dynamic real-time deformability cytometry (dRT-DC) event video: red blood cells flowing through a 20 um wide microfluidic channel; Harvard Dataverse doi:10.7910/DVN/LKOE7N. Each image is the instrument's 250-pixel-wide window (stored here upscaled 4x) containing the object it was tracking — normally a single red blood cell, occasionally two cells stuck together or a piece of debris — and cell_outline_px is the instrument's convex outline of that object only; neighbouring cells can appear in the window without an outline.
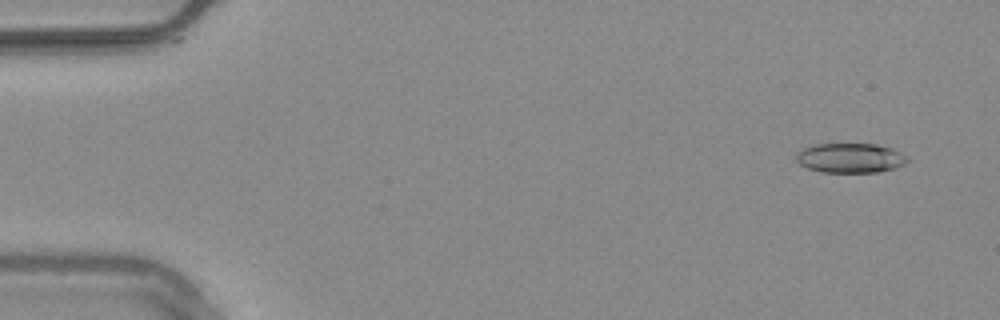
{"species": "common noctule bat (a hibernating species)", "species_latin": "Nyctalus noctula", "temperature_condition": "warm", "stored_images_in_passage": 55, "camera_frame_rate_fps": 3000, "um_per_image_px": 0.085, "animal": {"sex": "male", "body_mass_g": 20.4}, "frame": {"image": 1, "passage_image": 4, "time_ms": 1.0, "image_size_px": [1000, 320], "cell_outline_px": [[908, 160], [904, 164], [896, 168], [876, 172], [820, 172], [808, 168], [800, 164], [796, 160], [796, 152], [812, 144], [876, 144], [892, 148], [908, 156]], "centroid_in_image_um": [72.27, 13.42], "position_along_channel_um": 12.7, "area_um2": 19.31}}
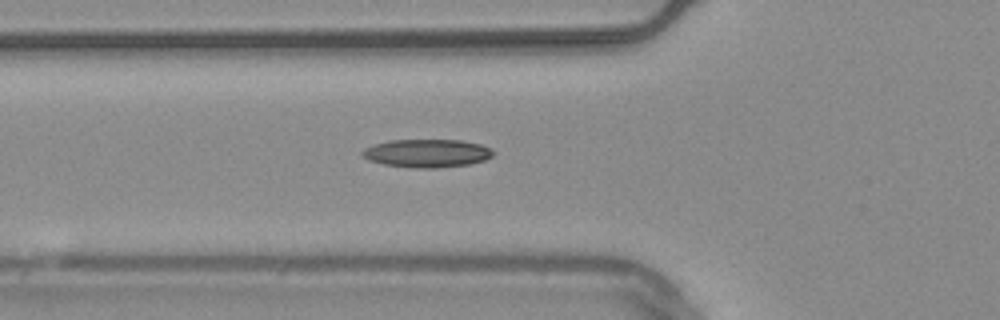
{"frame": {"image": 2, "passage_image": 20, "time_ms": 6.333, "image_size_px": [1000, 320], "cell_outline_px": [[496, 152], [492, 156], [484, 160], [468, 164], [436, 168], [416, 168], [384, 164], [368, 160], [360, 156], [360, 152], [364, 148], [388, 140], [460, 140], [480, 144], [492, 148]], "centroid_in_image_um": [36.28, 13.02], "position_along_channel_um": 89.5, "area_um2": 21.56}}
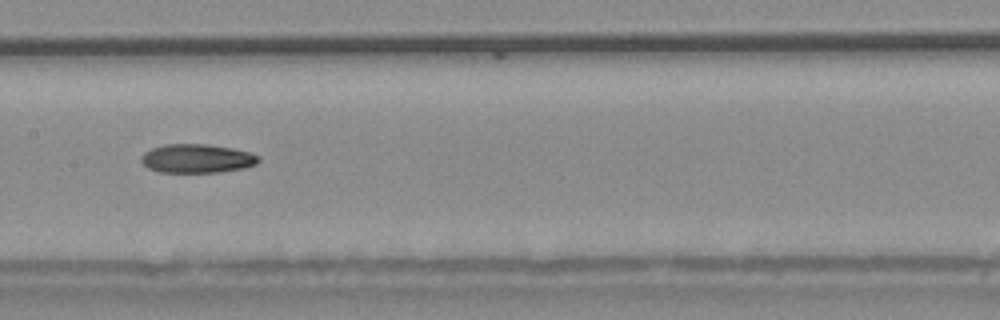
{"frame": {"image": 3, "passage_image": 28, "time_ms": 9.0, "image_size_px": [1000, 320], "cell_outline_px": [[260, 160], [256, 164], [244, 168], [220, 172], [160, 172], [148, 168], [140, 160], [140, 156], [144, 152], [152, 148], [164, 144], [208, 144], [232, 148], [248, 152], [260, 156]], "centroid_in_image_um": [16.73, 13.47], "position_along_channel_um": 190.7, "area_um2": 19.77}, "authors_computed_cell_mechanics": {"area_um2": 19.7098, "velocity_mm_per_s": 3.7656, "shape_relaxation_time_tau1_ms": null, "shape_relaxation_time_tau2_ms": 11.0829, "deformation_change_tau1": null, "deformation_change_tau2": 0.2233}}